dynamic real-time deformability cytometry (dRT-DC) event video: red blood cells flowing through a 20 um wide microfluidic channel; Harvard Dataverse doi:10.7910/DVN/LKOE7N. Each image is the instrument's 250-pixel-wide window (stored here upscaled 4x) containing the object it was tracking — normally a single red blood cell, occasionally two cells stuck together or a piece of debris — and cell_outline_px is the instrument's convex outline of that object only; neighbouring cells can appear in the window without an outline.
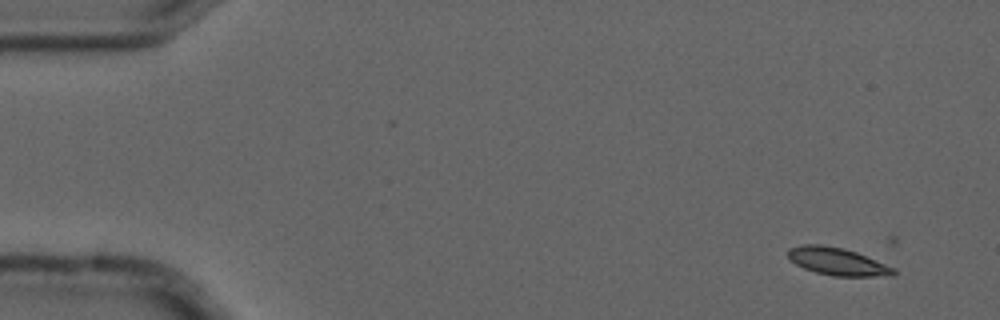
{"species": "common noctule bat (a hibernating species)", "species_latin": "Nyctalus noctula", "temperature_condition": "cold", "stored_images_in_passage": 5, "camera_frame_rate_fps": 3000, "um_per_image_px": 0.085, "animal": {"sex": "male", "forearm_length_mm": 52.5}, "frame": {"image": 1, "passage_image": 2, "time_ms": 0.333, "image_size_px": [1000, 320], "cell_outline_px": [[896, 276], [832, 276], [816, 272], [804, 268], [796, 264], [788, 256], [788, 248], [804, 244], [820, 244], [844, 248], [856, 252], [896, 268]], "centroid_in_image_um": [71.21, 22.23], "position_along_channel_um": 13.8, "area_um2": 16.99}}